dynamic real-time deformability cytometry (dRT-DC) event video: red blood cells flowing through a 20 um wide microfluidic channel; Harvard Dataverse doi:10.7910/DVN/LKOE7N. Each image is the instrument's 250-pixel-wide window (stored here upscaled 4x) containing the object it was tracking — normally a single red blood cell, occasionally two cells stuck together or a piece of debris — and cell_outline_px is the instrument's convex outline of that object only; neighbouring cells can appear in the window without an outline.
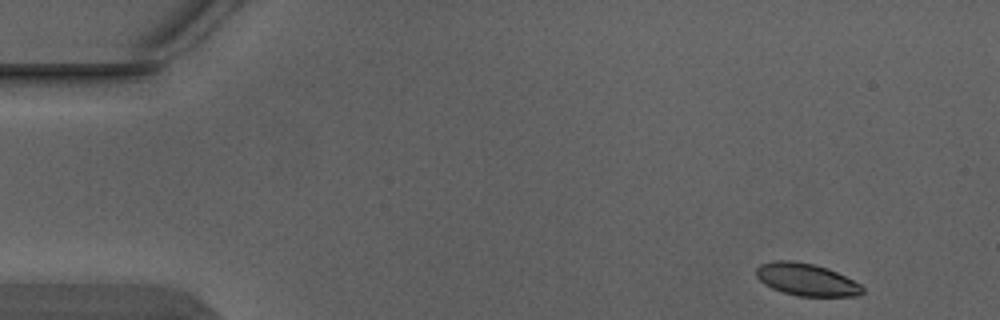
{"species": "Egyptian fruit bat (a non-hibernating species)", "species_latin": "Rousettus aegyptiacus", "temperature_condition": "warm", "stored_images_in_passage": 4, "camera_frame_rate_fps": 3000, "um_per_image_px": 0.085, "animal": {"sex": "male"}, "frame": {"image": 1, "passage_image": 1, "time_ms": 0.0, "image_size_px": [1000, 320], "cell_outline_px": [[864, 292], [860, 296], [796, 296], [772, 288], [764, 284], [756, 276], [756, 268], [760, 264], [772, 260], [792, 260], [812, 264], [828, 268], [860, 284], [864, 288]], "centroid_in_image_um": [68.53, 23.76], "position_along_channel_um": 16.5, "area_um2": 20.06}}
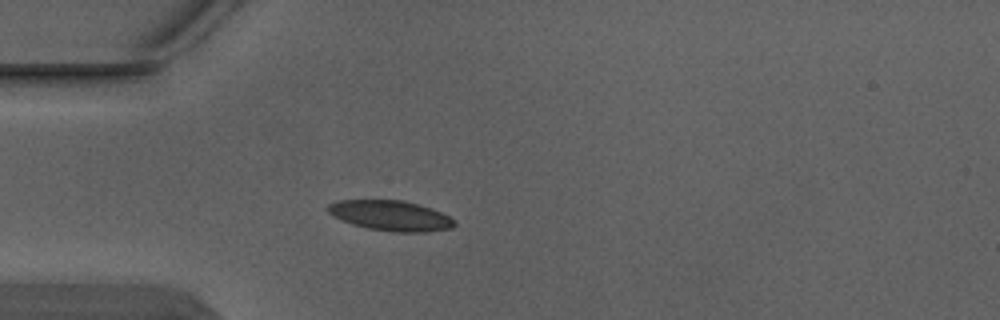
{"frame": {"image": 2, "passage_image": 4, "time_ms": 1.0, "image_size_px": [1000, 320], "cell_outline_px": [[456, 224], [452, 228], [424, 232], [392, 232], [368, 228], [352, 224], [328, 212], [324, 208], [328, 204], [340, 200], [404, 200], [432, 208], [456, 220]], "centroid_in_image_um": [33.22, 18.32], "position_along_channel_um": 51.8, "area_um2": 22.25}}